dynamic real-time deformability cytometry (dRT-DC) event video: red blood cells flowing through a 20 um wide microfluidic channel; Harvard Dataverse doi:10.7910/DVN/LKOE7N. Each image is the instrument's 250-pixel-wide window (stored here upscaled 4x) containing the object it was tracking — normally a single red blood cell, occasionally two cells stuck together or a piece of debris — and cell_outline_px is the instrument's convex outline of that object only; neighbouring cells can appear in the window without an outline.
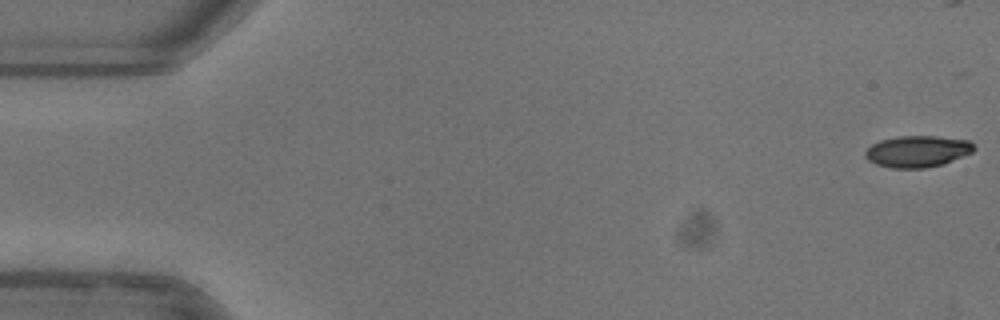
{"species": "common noctule bat (a hibernating species)", "species_latin": "Nyctalus noctula", "temperature_condition": "warm", "stored_images_in_passage": 17, "camera_frame_rate_fps": 3000, "um_per_image_px": 0.085, "animal": {"sex": "female"}, "frame": {"image": 1, "passage_image": 1, "time_ms": 0.0, "image_size_px": [1000, 320], "cell_outline_px": [[976, 148], [972, 152], [952, 160], [940, 164], [924, 168], [892, 168], [876, 164], [868, 160], [864, 156], [864, 152], [872, 144], [880, 140], [896, 136], [936, 136], [972, 140]], "centroid_in_image_um": [77.98, 12.85], "position_along_channel_um": 7.0, "area_um2": 20.0}}
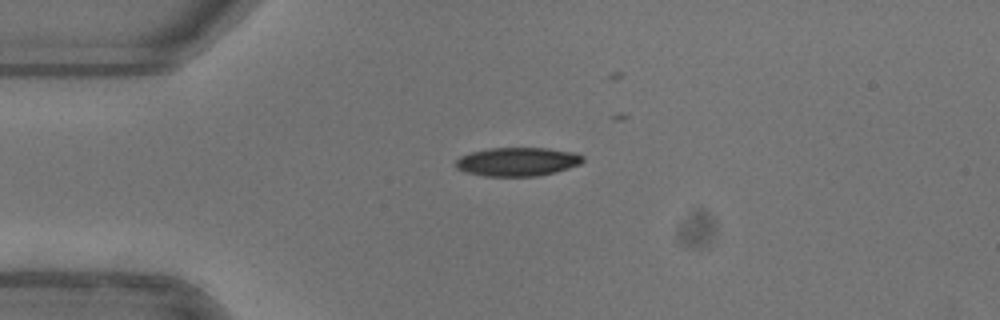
{"frame": {"image": 2, "passage_image": 13, "time_ms": 4.0, "image_size_px": [1000, 320], "cell_outline_px": [[584, 160], [580, 164], [556, 172], [536, 176], [484, 176], [468, 172], [456, 168], [456, 160], [460, 156], [472, 152], [488, 148], [548, 148], [572, 152], [584, 156]], "centroid_in_image_um": [43.99, 13.74], "position_along_channel_um": 41.0, "area_um2": 21.15}}